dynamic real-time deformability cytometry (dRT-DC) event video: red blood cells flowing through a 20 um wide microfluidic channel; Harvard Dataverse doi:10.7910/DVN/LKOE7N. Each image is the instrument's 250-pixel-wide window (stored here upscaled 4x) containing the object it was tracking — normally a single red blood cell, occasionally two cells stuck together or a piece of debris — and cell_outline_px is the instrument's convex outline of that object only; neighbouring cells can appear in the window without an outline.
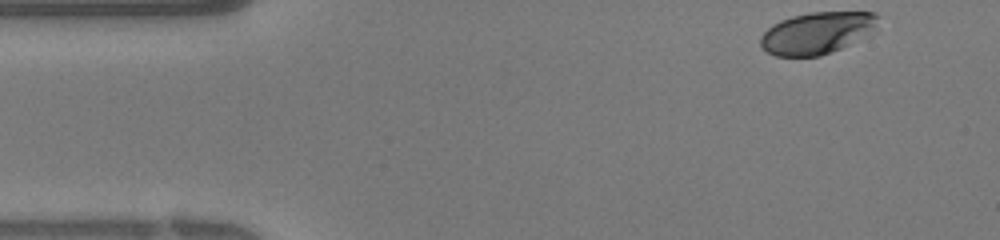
{"species": "human", "species_latin": "Homo sapiens", "temperature_condition": "warm", "stored_images_in_passage": 36, "camera_frame_rate_fps": 3000, "um_per_image_px": 0.085, "donor": {"sex": "female"}, "frame": {"image": 1, "passage_image": 1, "time_ms": 0.0, "image_size_px": [1000, 240], "cell_outline_px": [[880, 16], [872, 28], [840, 48], [820, 56], [776, 56], [768, 52], [760, 44], [760, 36], [772, 24], [780, 20], [792, 16], [812, 12], [876, 12]], "centroid_in_image_um": [69.34, 2.78], "position_along_channel_um": 15.7, "area_um2": 27.86}}
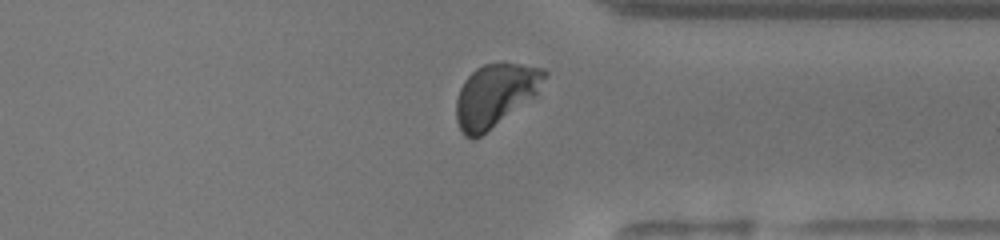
{"frame": {"image": 2, "passage_image": 27, "time_ms": 8.667, "image_size_px": [1000, 240], "cell_outline_px": [[548, 72], [536, 96], [480, 136], [472, 140], [464, 136], [456, 120], [456, 100], [460, 88], [464, 80], [476, 68], [484, 64], [504, 60], [544, 68]], "centroid_in_image_um": [42.11, 8.05], "position_along_channel_um": 369.3, "area_um2": 32.71}}
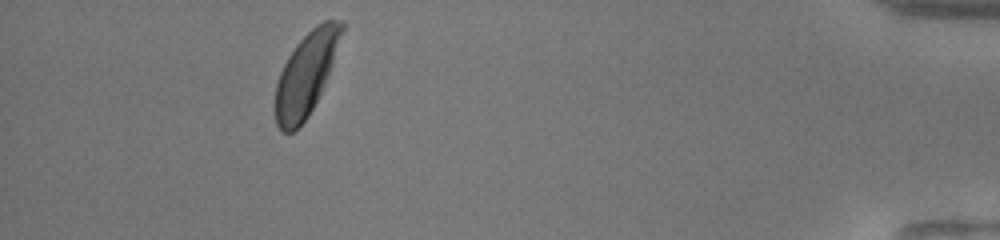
{"frame": {"image": 3, "passage_image": 33, "time_ms": 10.667, "image_size_px": [1000, 240], "cell_outline_px": [[344, 28], [332, 64], [320, 92], [308, 116], [292, 132], [280, 132], [276, 124], [276, 84], [280, 72], [288, 56], [296, 44], [316, 24], [324, 20], [344, 20]], "centroid_in_image_um": [26.01, 6.26], "position_along_channel_um": 409.2, "area_um2": 31.33}}